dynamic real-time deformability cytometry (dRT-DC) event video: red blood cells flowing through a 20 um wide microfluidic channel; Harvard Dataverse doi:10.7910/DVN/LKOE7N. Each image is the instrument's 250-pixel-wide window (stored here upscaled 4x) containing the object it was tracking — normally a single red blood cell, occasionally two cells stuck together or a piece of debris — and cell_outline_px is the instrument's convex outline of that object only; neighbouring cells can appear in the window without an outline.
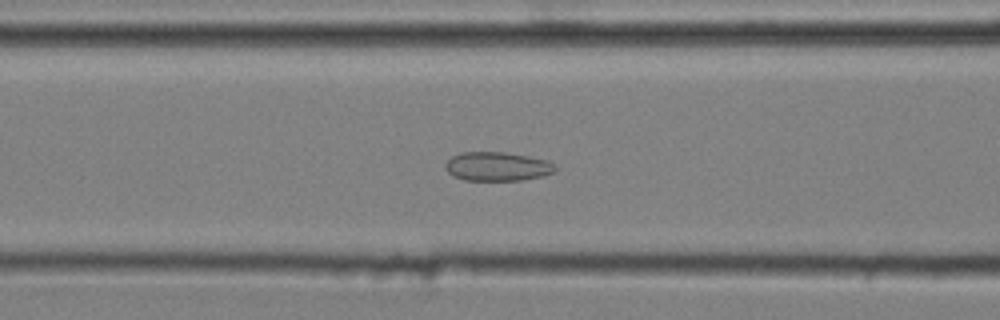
{"species": "common noctule bat (a hibernating species)", "species_latin": "Nyctalus noctula", "temperature_condition": "cold", "stored_images_in_passage": 40, "camera_frame_rate_fps": 3000, "um_per_image_px": 0.085, "animal": {"sex": "male", "body_mass_g": 20.4}, "frame": {"image": 1, "passage_image": 9, "time_ms": 2.667, "image_size_px": [1000, 320], "cell_outline_px": [[556, 172], [544, 176], [520, 180], [464, 180], [452, 176], [444, 168], [444, 164], [452, 156], [460, 152], [504, 152], [528, 156], [548, 160], [556, 164]], "centroid_in_image_um": [42.28, 14.15], "position_along_channel_um": 124.3, "area_um2": 18.79}}
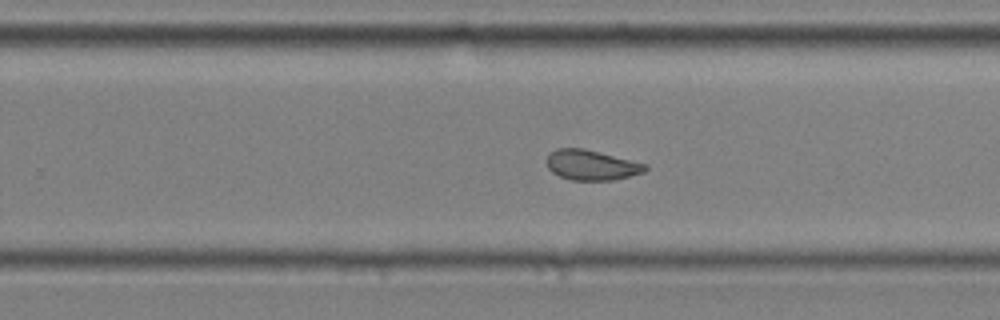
{"frame": {"image": 2, "passage_image": 22, "time_ms": 7.0, "image_size_px": [1000, 320], "cell_outline_px": [[648, 168], [644, 172], [612, 180], [572, 180], [560, 176], [552, 172], [548, 168], [548, 152], [556, 148], [584, 148], [648, 164]], "centroid_in_image_um": [50.28, 14.02], "position_along_channel_um": 279.5, "area_um2": 17.28}}
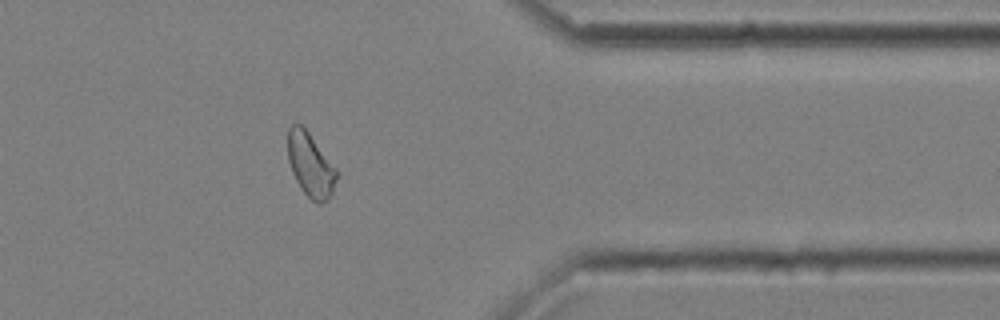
{"frame": {"image": 3, "passage_image": 32, "time_ms": 10.333, "image_size_px": [1000, 320], "cell_outline_px": [[336, 180], [332, 192], [328, 200], [320, 204], [316, 204], [300, 188], [292, 172], [288, 160], [288, 128], [292, 124], [300, 124], [308, 132], [336, 168]], "centroid_in_image_um": [26.37, 14.04], "position_along_channel_um": 385.0, "area_um2": 17.92}, "authors_computed_cell_mechanics": {"area_um2": 17.9758, "velocity_mm_per_s": 3.5899, "shape_relaxation_time_tau1_ms": null, "shape_relaxation_time_tau2_ms": 1.3542, "deformation_change_tau1": null, "deformation_change_tau2": 0.0789}}